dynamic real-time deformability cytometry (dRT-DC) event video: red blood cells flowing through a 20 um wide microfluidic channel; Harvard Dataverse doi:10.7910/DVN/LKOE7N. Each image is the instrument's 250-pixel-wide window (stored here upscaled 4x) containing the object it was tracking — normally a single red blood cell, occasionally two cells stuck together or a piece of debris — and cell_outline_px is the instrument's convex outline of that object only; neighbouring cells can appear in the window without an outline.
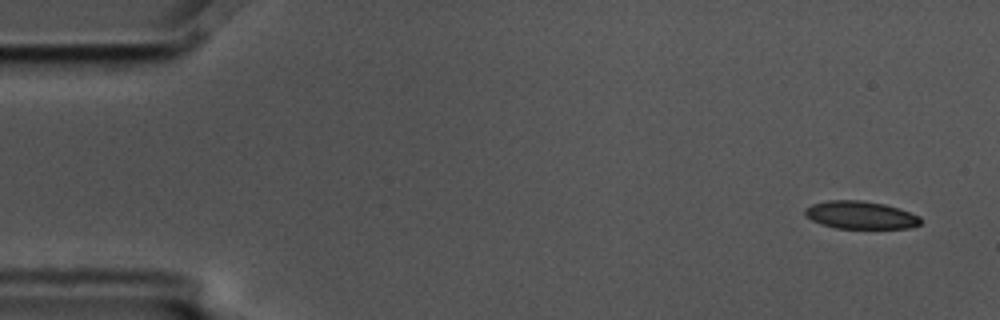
{"species": "common noctule bat (a hibernating species)", "species_latin": "Nyctalus noctula", "temperature_condition": "cold", "stored_images_in_passage": 10, "camera_frame_rate_fps": 3000, "um_per_image_px": 0.085, "animal": {"sex": "male", "body_mass_g": 17.5, "forearm_length_mm": 52.3}, "frame": {"image": 1, "passage_image": 1, "time_ms": 0.0, "image_size_px": [1000, 320], "cell_outline_px": [[920, 224], [908, 228], [836, 228], [820, 224], [804, 216], [804, 208], [812, 204], [828, 200], [860, 200], [884, 204], [920, 216]], "centroid_in_image_um": [73.08, 18.28], "position_along_channel_um": 11.9, "area_um2": 18.61}}
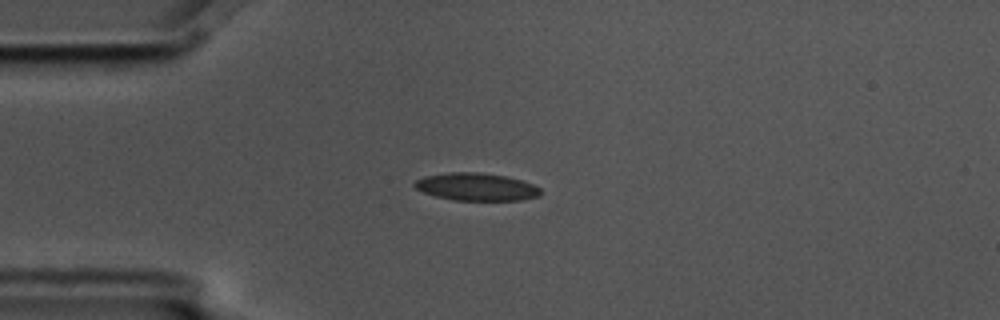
{"frame": {"image": 2, "passage_image": 4, "time_ms": 1.0, "image_size_px": [1000, 320], "cell_outline_px": [[540, 196], [520, 200], [452, 200], [436, 196], [424, 192], [416, 188], [412, 184], [416, 180], [424, 176], [448, 172], [480, 172], [508, 176], [532, 184], [540, 188]], "centroid_in_image_um": [40.48, 15.87], "position_along_channel_um": 44.5, "area_um2": 20.29}}
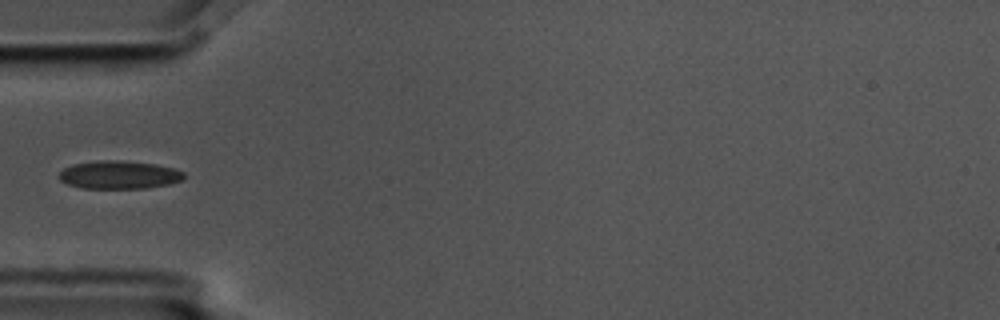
{"frame": {"image": 3, "passage_image": 5, "time_ms": 1.333, "image_size_px": [1000, 320], "cell_outline_px": [[184, 176], [180, 180], [168, 184], [144, 188], [80, 188], [68, 184], [60, 180], [60, 172], [64, 168], [72, 164], [100, 160], [120, 160], [156, 164], [172, 168], [184, 172]], "centroid_in_image_um": [10.09, 14.85], "position_along_channel_um": 74.9, "area_um2": 20.29}}